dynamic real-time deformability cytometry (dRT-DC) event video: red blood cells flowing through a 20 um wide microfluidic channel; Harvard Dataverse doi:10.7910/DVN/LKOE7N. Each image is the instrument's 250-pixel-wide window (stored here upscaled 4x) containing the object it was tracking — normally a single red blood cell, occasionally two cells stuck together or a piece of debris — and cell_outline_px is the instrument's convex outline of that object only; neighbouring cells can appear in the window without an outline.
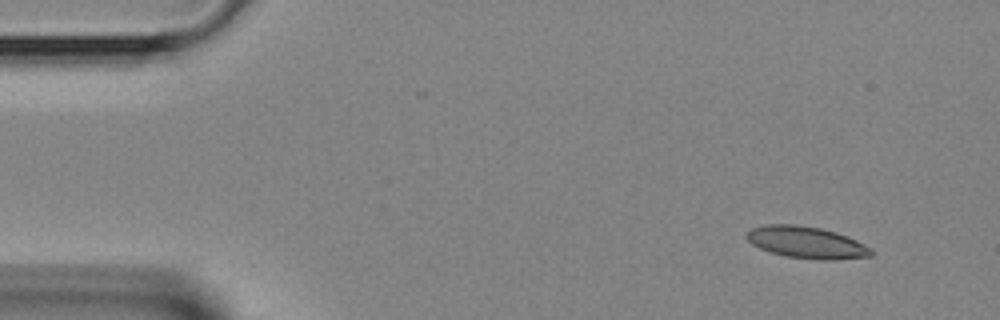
{"species": "Egyptian fruit bat (a non-hibernating species)", "species_latin": "Rousettus aegyptiacus", "temperature_condition": "room temperature", "stored_images_in_passage": 4, "segment_of_instrument_passage": [1, 2], "camera_frame_rate_fps": 3000, "um_per_image_px": 0.085, "animal": {"sex": "female"}, "frame": {"image": 1, "passage_image": 1, "time_ms": 0.0, "image_size_px": [1000, 320], "cell_outline_px": [[872, 256], [836, 260], [820, 260], [784, 256], [768, 252], [752, 244], [744, 236], [752, 228], [764, 224], [796, 224], [820, 228], [836, 232], [848, 236], [872, 248]], "centroid_in_image_um": [68.55, 20.61], "position_along_channel_um": 16.4, "area_um2": 23.35}}
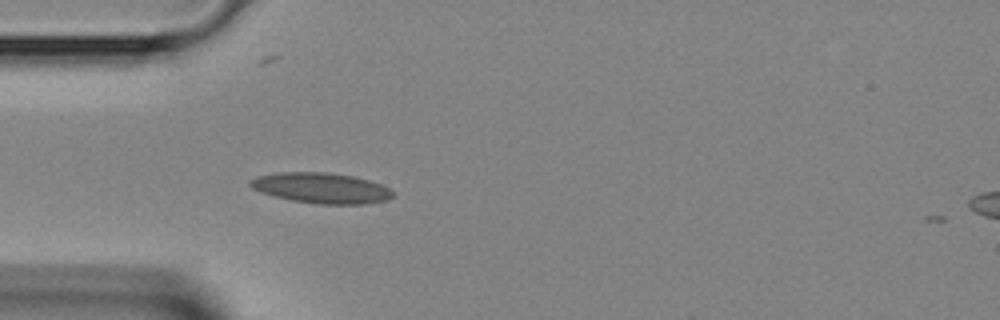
{"frame": {"image": 2, "passage_image": 3, "time_ms": 0.667, "image_size_px": [1000, 320], "cell_outline_px": [[396, 192], [388, 200], [364, 204], [320, 204], [292, 200], [276, 196], [252, 188], [248, 184], [248, 180], [256, 176], [280, 172], [328, 172], [352, 176], [368, 180], [380, 184]], "centroid_in_image_um": [27.32, 15.97], "position_along_channel_um": 57.7, "area_um2": 25.26}}